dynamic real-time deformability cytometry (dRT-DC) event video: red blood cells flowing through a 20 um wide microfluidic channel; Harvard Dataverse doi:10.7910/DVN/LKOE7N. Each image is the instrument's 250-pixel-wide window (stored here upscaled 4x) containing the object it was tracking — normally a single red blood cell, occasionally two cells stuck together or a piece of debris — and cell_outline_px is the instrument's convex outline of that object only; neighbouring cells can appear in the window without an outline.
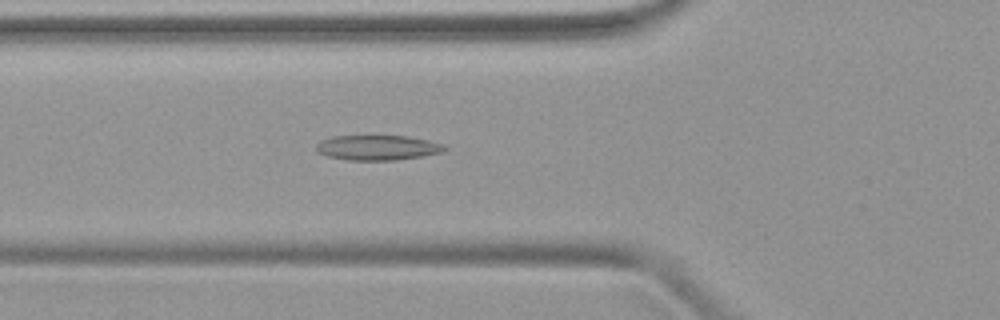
{"species": "common noctule bat (a hibernating species)", "species_latin": "Nyctalus noctula", "temperature_condition": "warm", "stored_images_in_passage": 35, "camera_frame_rate_fps": 3000, "um_per_image_px": 0.085, "animal": {"sex": "female", "body_mass_g": 19.9}, "frame": {"image": 1, "passage_image": 6, "time_ms": 1.667, "image_size_px": [1000, 320], "cell_outline_px": [[448, 148], [440, 152], [420, 156], [392, 160], [348, 160], [328, 156], [316, 152], [316, 144], [320, 140], [332, 136], [404, 136], [428, 140], [444, 144]], "centroid_in_image_um": [32.04, 12.54], "position_along_channel_um": 93.8, "area_um2": 18.55}}
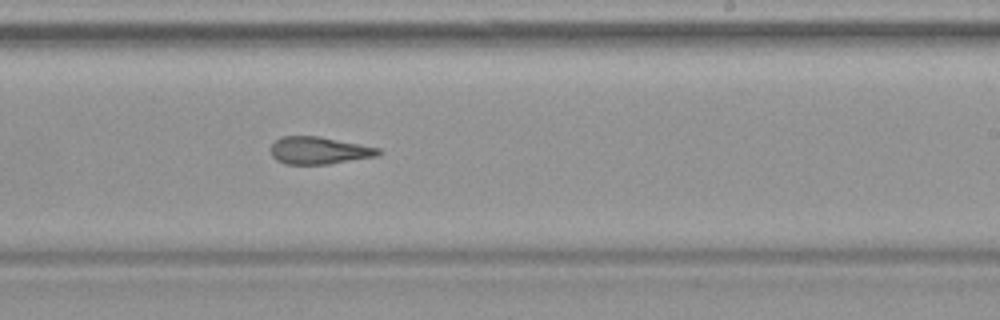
{"frame": {"image": 2, "passage_image": 18, "time_ms": 5.667, "image_size_px": [1000, 320], "cell_outline_px": [[380, 152], [376, 156], [328, 164], [284, 164], [276, 160], [272, 156], [272, 144], [280, 136], [320, 136], [380, 148]], "centroid_in_image_um": [27.09, 12.78], "position_along_channel_um": 261.9, "area_um2": 17.05}}
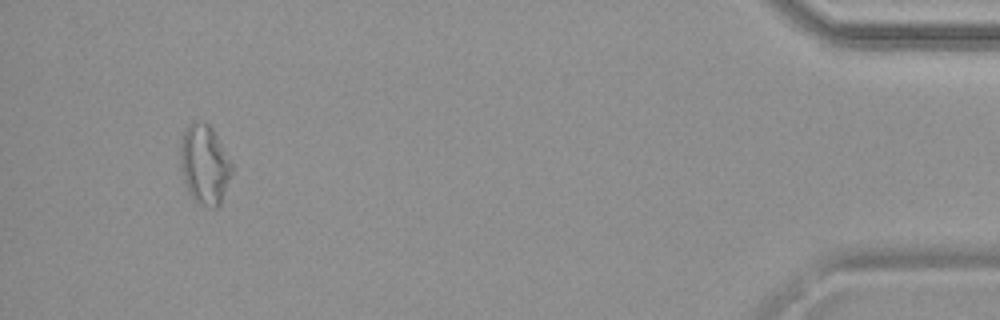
{"frame": {"image": 3, "passage_image": 34, "time_ms": 11.0, "image_size_px": [1000, 320], "cell_outline_px": [[232, 172], [220, 204], [216, 208], [208, 208], [196, 200], [188, 192], [180, 164], [180, 140], [184, 128], [188, 124], [196, 120], [208, 124], [212, 128], [232, 164]], "centroid_in_image_um": [17.36, 13.95], "position_along_channel_um": 417.8, "area_um2": 23.7}}